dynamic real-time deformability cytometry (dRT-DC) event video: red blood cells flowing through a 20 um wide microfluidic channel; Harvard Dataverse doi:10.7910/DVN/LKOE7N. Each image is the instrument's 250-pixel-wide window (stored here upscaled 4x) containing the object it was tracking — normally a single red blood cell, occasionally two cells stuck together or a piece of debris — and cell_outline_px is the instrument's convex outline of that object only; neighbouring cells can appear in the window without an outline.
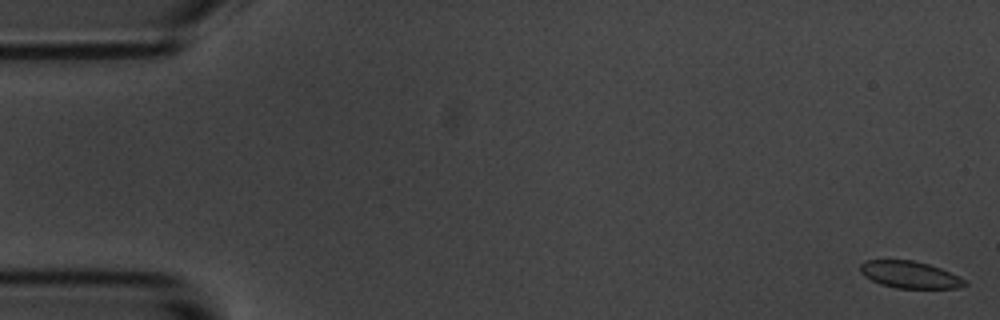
{"species": "common noctule bat (a hibernating species)", "species_latin": "Nyctalus noctula", "temperature_condition": "room temperature", "stored_images_in_passage": 56, "camera_frame_rate_fps": 3000, "um_per_image_px": 0.085, "animal": {"sex": "male", "body_mass_g": 20.1, "forearm_length_mm": 53.5}, "frame": {"image": 1, "passage_image": 1, "time_ms": 0.0, "image_size_px": [1000, 320], "cell_outline_px": [[968, 284], [960, 288], [896, 288], [880, 284], [864, 276], [860, 272], [860, 264], [864, 260], [912, 260], [928, 264], [940, 268], [960, 276]], "centroid_in_image_um": [77.33, 23.35], "position_along_channel_um": 7.7, "area_um2": 16.47}}
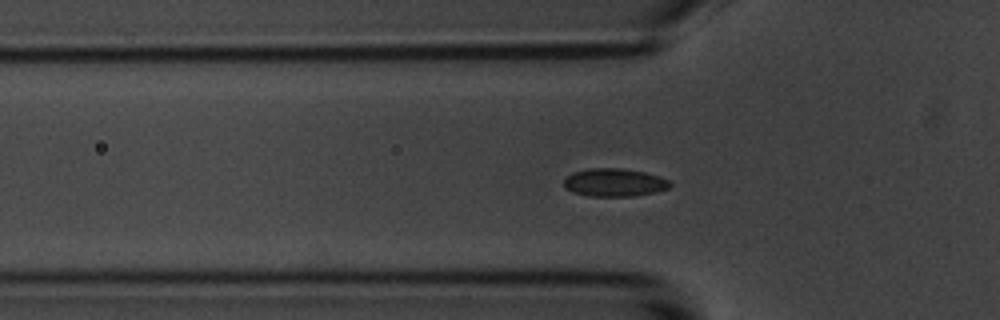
{"frame": {"image": 2, "passage_image": 18, "time_ms": 5.667, "image_size_px": [1000, 320], "cell_outline_px": [[672, 184], [668, 188], [656, 192], [632, 196], [588, 196], [572, 192], [564, 188], [564, 180], [572, 172], [588, 168], [620, 168], [644, 172], [668, 180]], "centroid_in_image_um": [52.18, 15.51], "position_along_channel_um": 73.6, "area_um2": 17.28}}
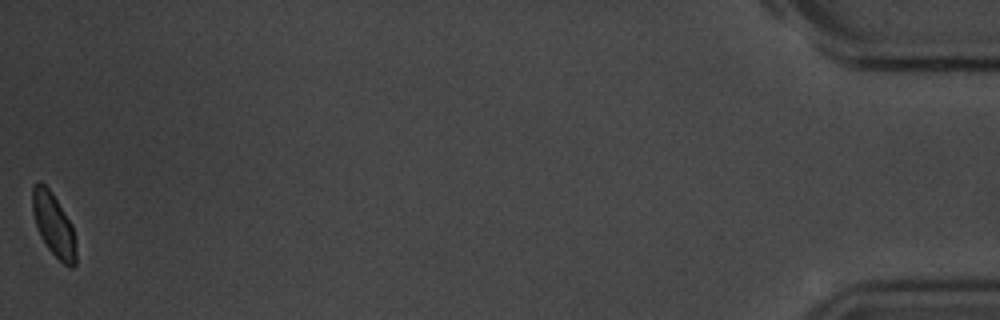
{"frame": {"image": 3, "passage_image": 56, "time_ms": 18.333, "image_size_px": [1000, 320], "cell_outline_px": [[76, 264], [72, 268], [68, 268], [48, 248], [40, 236], [32, 212], [32, 184], [36, 180], [40, 180], [52, 192], [72, 224], [76, 252]], "centroid_in_image_um": [4.54, 19.07], "position_along_channel_um": 430.7, "area_um2": 16.13}, "authors_computed_cell_mechanics": {"area_um2": 16.9354, "velocity_mm_per_s": 3.5844, "shape_relaxation_time_tau1_ms": 2.4547, "shape_relaxation_time_tau2_ms": null, "deformation_change_tau1": 0.0586, "deformation_change_tau2": null}}